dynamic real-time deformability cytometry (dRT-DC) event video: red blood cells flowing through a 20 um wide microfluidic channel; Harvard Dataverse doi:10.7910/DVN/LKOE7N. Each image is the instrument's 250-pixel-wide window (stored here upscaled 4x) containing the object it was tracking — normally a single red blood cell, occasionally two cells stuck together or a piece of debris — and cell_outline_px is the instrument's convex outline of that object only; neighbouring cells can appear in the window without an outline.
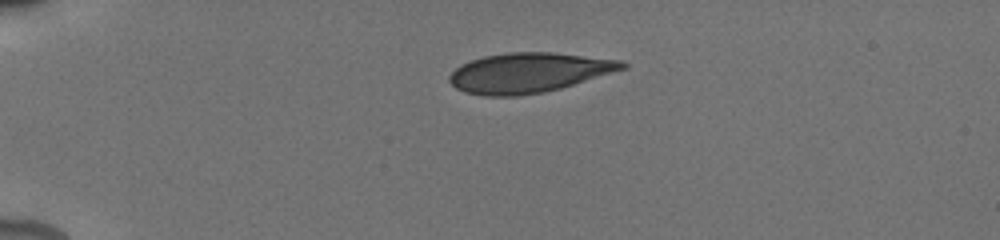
{"species": "human", "species_latin": "Homo sapiens", "temperature_condition": "cold", "stored_images_in_passage": 15, "camera_frame_rate_fps": 3000, "um_per_image_px": 0.085, "donor": {"sex": "male"}, "frame": {"image": 1, "passage_image": 1, "time_ms": 0.0, "image_size_px": [1000, 240], "cell_outline_px": [[628, 68], [560, 88], [544, 92], [516, 96], [484, 96], [464, 92], [456, 88], [448, 80], [448, 76], [460, 64], [484, 56], [508, 52], [552, 52], [624, 60], [628, 64]], "centroid_in_image_um": [44.96, 6.17], "position_along_channel_um": 40.0, "area_um2": 40.29}}
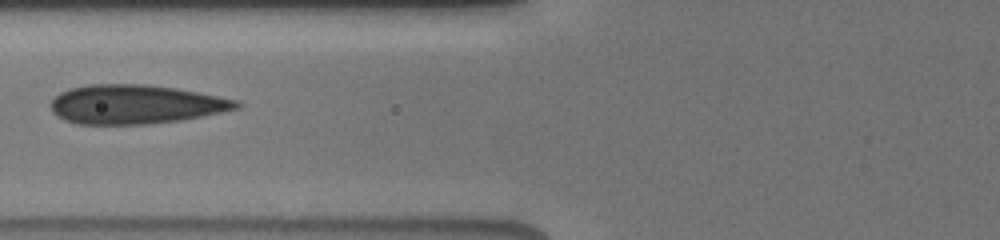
{"frame": {"image": 2, "passage_image": 9, "time_ms": 3.333, "image_size_px": [1000, 240], "cell_outline_px": [[244, 104], [240, 108], [180, 120], [148, 124], [76, 124], [64, 120], [56, 116], [52, 108], [52, 100], [60, 92], [68, 88], [88, 84], [144, 84], [176, 88], [240, 100]], "centroid_in_image_um": [11.53, 8.86], "position_along_channel_um": 114.3, "area_um2": 42.37}}